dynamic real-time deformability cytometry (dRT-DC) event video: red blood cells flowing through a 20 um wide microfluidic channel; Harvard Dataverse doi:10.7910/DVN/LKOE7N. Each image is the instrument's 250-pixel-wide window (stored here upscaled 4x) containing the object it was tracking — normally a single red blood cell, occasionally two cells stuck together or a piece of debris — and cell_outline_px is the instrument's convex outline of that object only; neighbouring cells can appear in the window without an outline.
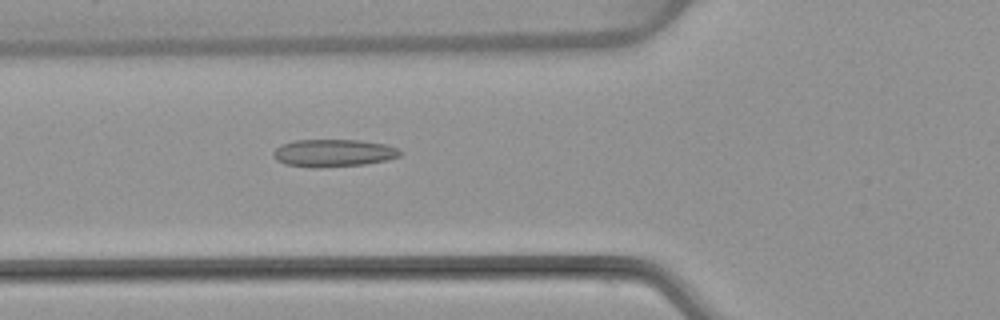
{"species": "common noctule bat (a hibernating species)", "species_latin": "Nyctalus noctula", "temperature_condition": "warm", "stored_images_in_passage": 52, "camera_frame_rate_fps": 3000, "um_per_image_px": 0.085, "animal": {"sex": "female", "body_mass_g": 22.7, "forearm_length_mm": 54.2}, "frame": {"image": 1, "passage_image": 19, "time_ms": 6.0, "image_size_px": [1000, 320], "cell_outline_px": [[400, 156], [388, 160], [364, 164], [320, 168], [312, 168], [284, 164], [276, 160], [272, 156], [272, 152], [280, 144], [296, 140], [360, 140], [384, 144], [396, 148], [400, 152]], "centroid_in_image_um": [28.28, 13.01], "position_along_channel_um": 97.5, "area_um2": 20.46}}
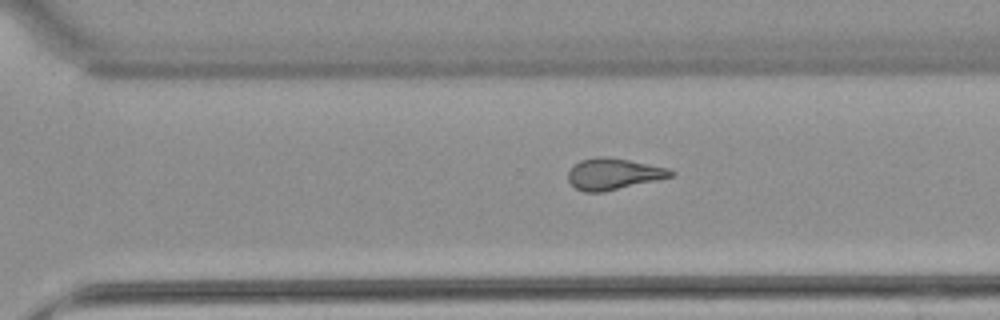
{"frame": {"image": 2, "passage_image": 36, "time_ms": 11.667, "image_size_px": [1000, 320], "cell_outline_px": [[676, 172], [672, 176], [656, 180], [604, 192], [584, 192], [576, 188], [568, 180], [568, 172], [572, 164], [580, 160], [596, 156], [608, 156], [668, 168]], "centroid_in_image_um": [52.1, 14.77], "position_along_channel_um": 318.5, "area_um2": 18.79}}
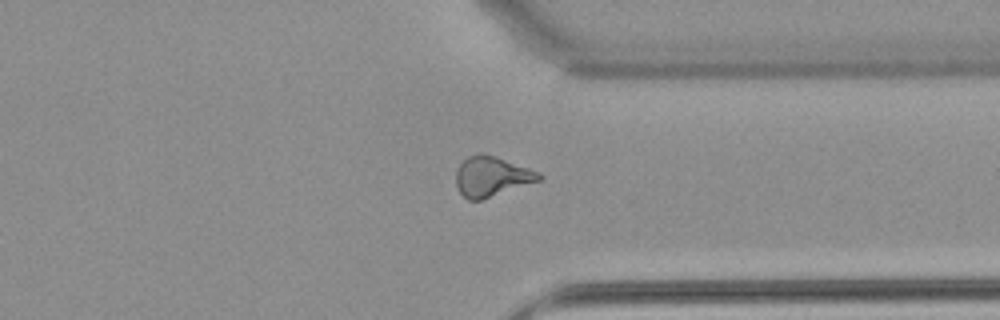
{"frame": {"image": 3, "passage_image": 40, "time_ms": 13.0, "image_size_px": [1000, 320], "cell_outline_px": [[544, 176], [540, 180], [480, 200], [468, 200], [456, 188], [456, 172], [460, 164], [468, 156], [480, 152], [484, 152], [496, 156], [540, 172]], "centroid_in_image_um": [41.78, 14.98], "position_along_channel_um": 369.6, "area_um2": 19.31}, "authors_computed_cell_mechanics": {"area_um2": 19.941, "velocity_mm_per_s": 3.9017, "shape_relaxation_time_tau1_ms": null, "shape_relaxation_time_tau2_ms": 1.6433, "deformation_change_tau1": null, "deformation_change_tau2": 0.1021}}